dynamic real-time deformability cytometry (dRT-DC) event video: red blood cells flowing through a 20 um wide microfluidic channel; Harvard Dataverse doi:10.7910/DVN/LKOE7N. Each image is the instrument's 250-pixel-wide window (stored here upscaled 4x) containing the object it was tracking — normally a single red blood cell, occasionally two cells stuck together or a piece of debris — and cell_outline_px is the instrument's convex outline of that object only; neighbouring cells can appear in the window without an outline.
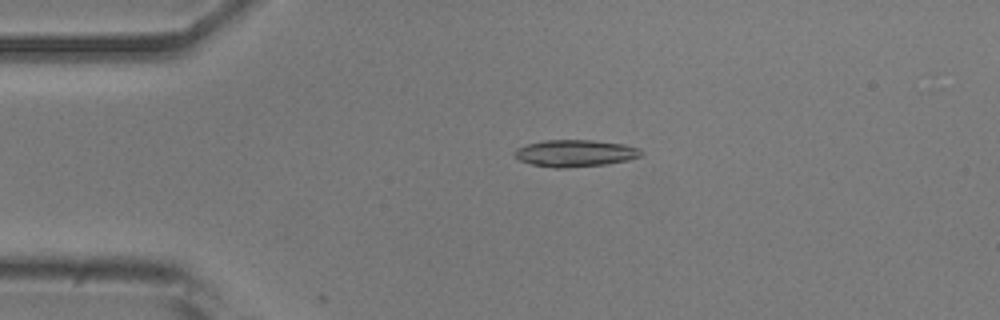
{"species": "common noctule bat (a hibernating species)", "species_latin": "Nyctalus noctula", "temperature_condition": "room temperature", "stored_images_in_passage": 7, "camera_frame_rate_fps": 3000, "um_per_image_px": 0.085, "animal": {"sex": "male", "body_mass_g": 20.5, "forearm_length_mm": 52.5}, "frame": {"image": 1, "passage_image": 6, "time_ms": 1.667, "image_size_px": [1000, 320], "cell_outline_px": [[644, 152], [640, 156], [628, 160], [604, 164], [564, 168], [556, 168], [532, 164], [520, 160], [512, 152], [516, 148], [528, 144], [544, 140], [592, 140], [624, 144], [640, 148]], "centroid_in_image_um": [48.9, 13.01], "position_along_channel_um": 36.1, "area_um2": 19.77}}